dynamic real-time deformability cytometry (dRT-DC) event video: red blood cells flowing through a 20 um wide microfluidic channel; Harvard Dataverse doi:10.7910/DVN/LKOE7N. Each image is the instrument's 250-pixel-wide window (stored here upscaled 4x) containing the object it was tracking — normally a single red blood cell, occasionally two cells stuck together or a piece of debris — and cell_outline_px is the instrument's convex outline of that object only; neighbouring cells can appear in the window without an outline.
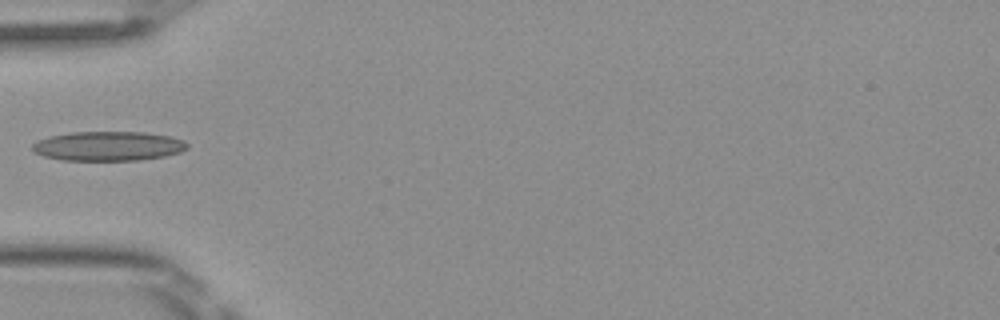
{"species": "Egyptian fruit bat (a non-hibernating species)", "species_latin": "Rousettus aegyptiacus", "temperature_condition": "room temperature", "stored_images_in_passage": 7, "camera_frame_rate_fps": 3000, "um_per_image_px": 0.085, "frame": {"image": 1, "passage_image": 5, "time_ms": 1.333, "image_size_px": [1000, 320], "cell_outline_px": [[188, 148], [180, 152], [164, 156], [140, 160], [64, 160], [44, 156], [32, 152], [32, 144], [36, 140], [48, 136], [72, 132], [144, 132], [168, 136], [184, 140], [188, 144]], "centroid_in_image_um": [9.17, 12.41], "position_along_channel_um": 75.8, "area_um2": 26.65}}
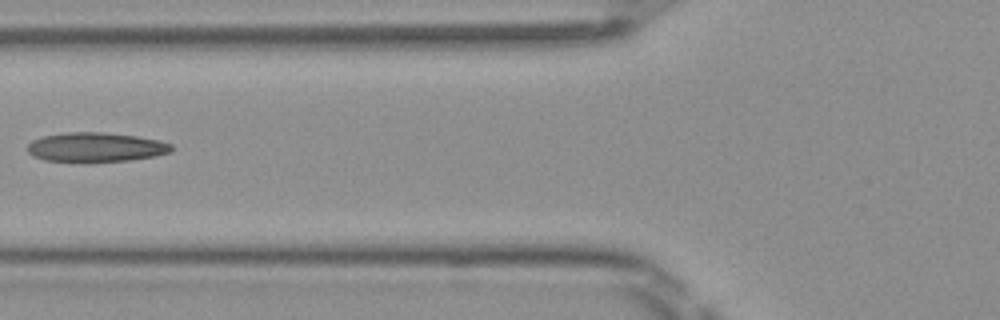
{"frame": {"image": 2, "passage_image": 6, "time_ms": 1.667, "image_size_px": [1000, 320], "cell_outline_px": [[172, 148], [168, 152], [156, 156], [132, 160], [88, 164], [84, 164], [44, 160], [32, 156], [28, 152], [28, 144], [32, 140], [44, 136], [68, 132], [104, 132], [136, 136], [160, 140], [172, 144]], "centroid_in_image_um": [8.12, 12.55], "position_along_channel_um": 117.7, "area_um2": 25.43}}
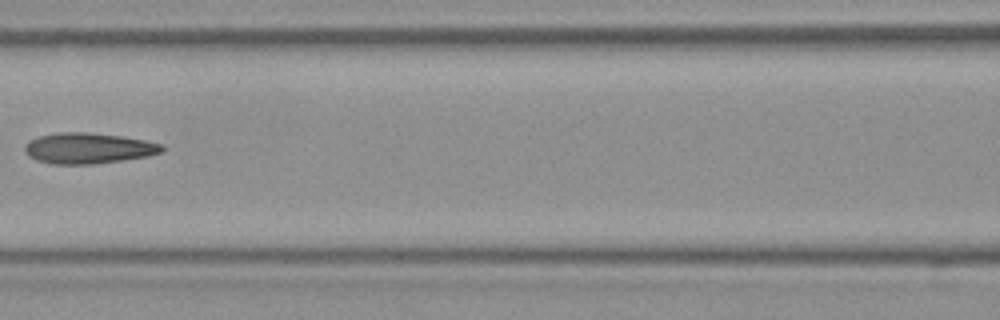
{"frame": {"image": 3, "passage_image": 7, "time_ms": 2.0, "image_size_px": [1000, 320], "cell_outline_px": [[164, 148], [160, 152], [148, 156], [124, 160], [96, 164], [52, 164], [36, 160], [28, 156], [24, 152], [24, 144], [28, 140], [40, 136], [56, 132], [92, 132], [124, 136], [164, 144]], "centroid_in_image_um": [7.48, 12.59], "position_along_channel_um": 159.1, "area_um2": 24.97}}